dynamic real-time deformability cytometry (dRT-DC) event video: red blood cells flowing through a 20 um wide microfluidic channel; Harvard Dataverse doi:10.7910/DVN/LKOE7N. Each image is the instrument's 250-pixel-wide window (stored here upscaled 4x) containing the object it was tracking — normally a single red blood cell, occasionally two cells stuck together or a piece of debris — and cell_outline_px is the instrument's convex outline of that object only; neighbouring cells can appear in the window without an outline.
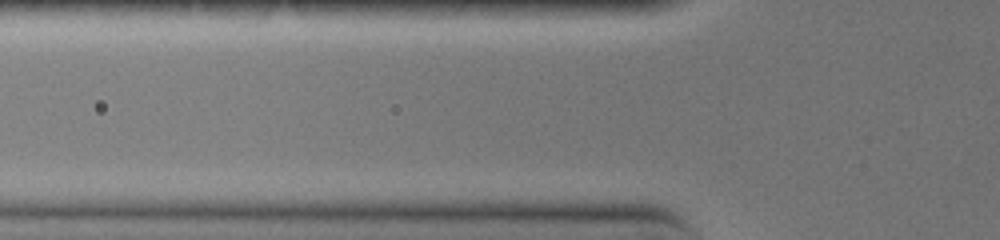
{"species": "common noctule bat (a hibernating species)", "species_latin": "Nyctalus noctula", "temperature_condition": "warm", "stored_images_in_passage": 3, "camera_frame_rate_fps": 3000, "um_per_image_px": 0.085, "animal": {"sex": "female", "body_mass_g": 19.0, "forearm_length_mm": 51.5}, "frame": {"image": 1, "passage_image": 2, "time_ms": 0.333, "image_size_px": [1000, 240], "cell_outline_px": [[244, 160], [240, 164], [196, 168], [80, 164], [68, 160], [64, 156], [164, 152], [220, 152]], "centroid_in_image_um": [13.59, 13.57], "position_along_channel_um": 112.2, "area_um2": 15.37}}